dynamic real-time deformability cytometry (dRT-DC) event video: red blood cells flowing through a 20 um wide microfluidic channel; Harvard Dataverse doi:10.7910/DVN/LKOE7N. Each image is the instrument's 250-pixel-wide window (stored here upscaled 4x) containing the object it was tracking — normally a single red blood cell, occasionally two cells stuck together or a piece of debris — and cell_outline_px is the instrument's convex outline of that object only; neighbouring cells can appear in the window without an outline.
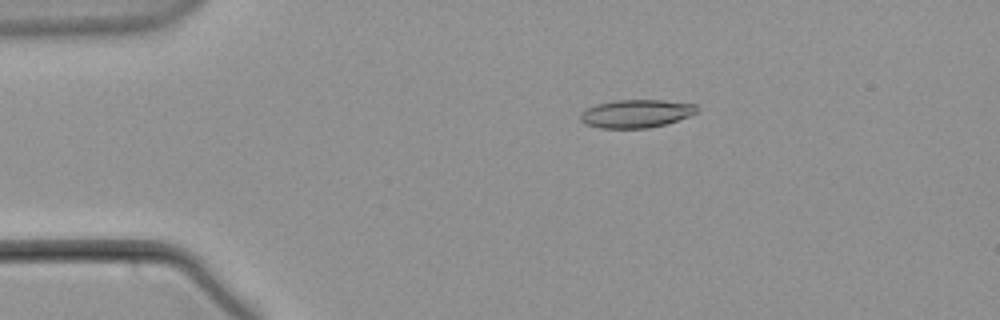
{"species": "common noctule bat (a hibernating species)", "species_latin": "Nyctalus noctula", "temperature_condition": "warm", "stored_images_in_passage": 49, "camera_frame_rate_fps": 3000, "um_per_image_px": 0.085, "animal": {"sex": "male", "body_mass_g": 21.5, "forearm_length_mm": 52.0}, "frame": {"image": 1, "passage_image": 4, "time_ms": 1.0, "image_size_px": [1000, 320], "cell_outline_px": [[696, 112], [688, 116], [664, 124], [648, 128], [600, 128], [584, 124], [580, 120], [580, 116], [588, 108], [596, 104], [612, 100], [664, 100], [696, 104]], "centroid_in_image_um": [54.04, 9.65], "position_along_channel_um": 31.0, "area_um2": 18.9}}
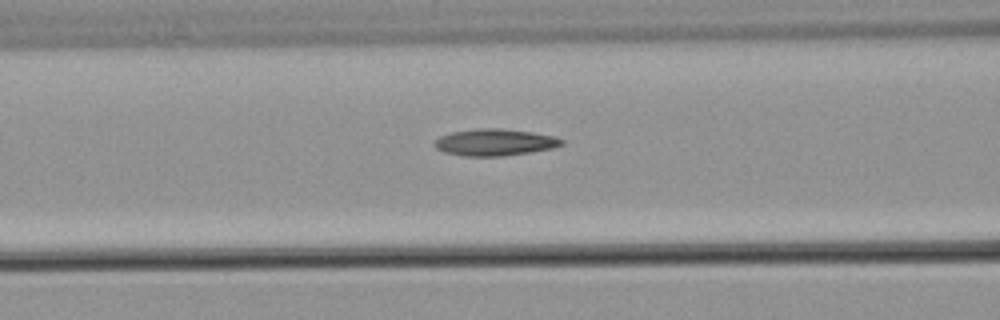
{"frame": {"image": 2, "passage_image": 16, "time_ms": 5.0, "image_size_px": [1000, 320], "cell_outline_px": [[564, 144], [552, 148], [504, 156], [464, 156], [444, 152], [436, 148], [432, 144], [440, 136], [452, 132], [476, 128], [500, 128], [532, 132], [556, 136], [564, 140]], "centroid_in_image_um": [42.05, 12.09], "position_along_channel_um": 124.5, "area_um2": 19.88}}
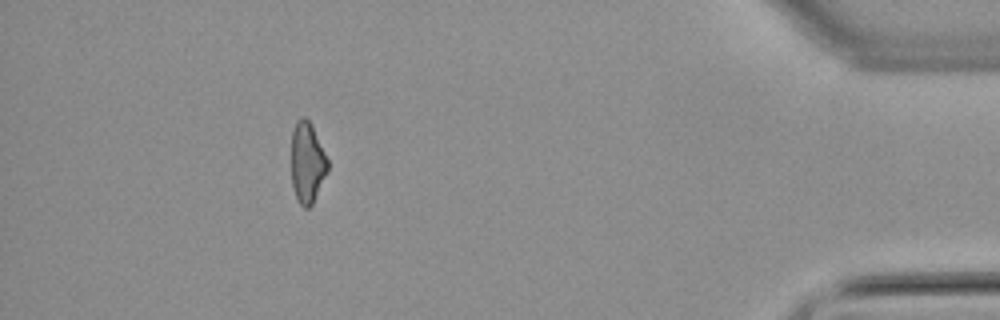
{"frame": {"image": 3, "passage_image": 44, "time_ms": 14.333, "image_size_px": [1000, 320], "cell_outline_px": [[328, 172], [312, 204], [308, 208], [304, 208], [300, 204], [296, 196], [292, 184], [292, 132], [296, 120], [300, 116], [304, 116], [312, 124], [328, 160]], "centroid_in_image_um": [26.12, 13.79], "position_along_channel_um": 409.1, "area_um2": 17.17}}